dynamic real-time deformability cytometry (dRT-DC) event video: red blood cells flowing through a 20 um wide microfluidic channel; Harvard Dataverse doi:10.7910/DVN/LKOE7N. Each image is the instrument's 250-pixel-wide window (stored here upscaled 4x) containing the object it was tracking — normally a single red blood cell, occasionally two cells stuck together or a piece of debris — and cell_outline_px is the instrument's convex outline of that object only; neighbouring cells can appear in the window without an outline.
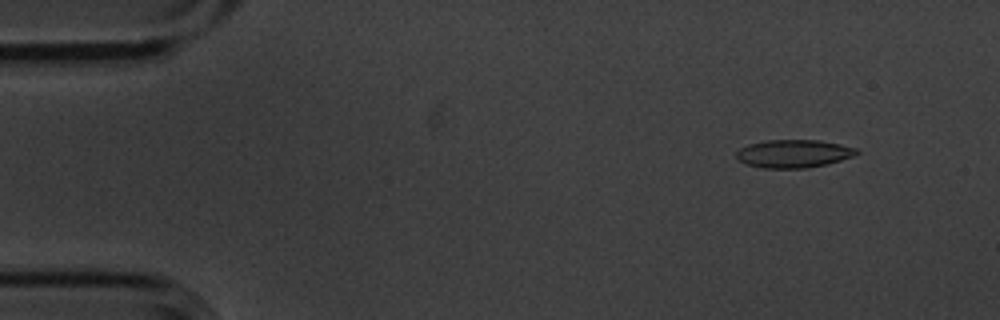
{"species": "common noctule bat (a hibernating species)", "species_latin": "Nyctalus noctula", "temperature_condition": "cold", "stored_images_in_passage": 4, "camera_frame_rate_fps": 3000, "um_per_image_px": 0.085, "animal": {"sex": "male", "body_mass_g": 20.1, "forearm_length_mm": 53.5}, "frame": {"image": 1, "passage_image": 2, "time_ms": 0.333, "image_size_px": [1000, 320], "cell_outline_px": [[860, 152], [852, 156], [828, 164], [804, 168], [764, 168], [748, 164], [736, 160], [736, 152], [740, 148], [748, 144], [768, 140], [820, 140], [840, 144], [856, 148]], "centroid_in_image_um": [67.44, 13.05], "position_along_channel_um": 17.6, "area_um2": 19.59}}